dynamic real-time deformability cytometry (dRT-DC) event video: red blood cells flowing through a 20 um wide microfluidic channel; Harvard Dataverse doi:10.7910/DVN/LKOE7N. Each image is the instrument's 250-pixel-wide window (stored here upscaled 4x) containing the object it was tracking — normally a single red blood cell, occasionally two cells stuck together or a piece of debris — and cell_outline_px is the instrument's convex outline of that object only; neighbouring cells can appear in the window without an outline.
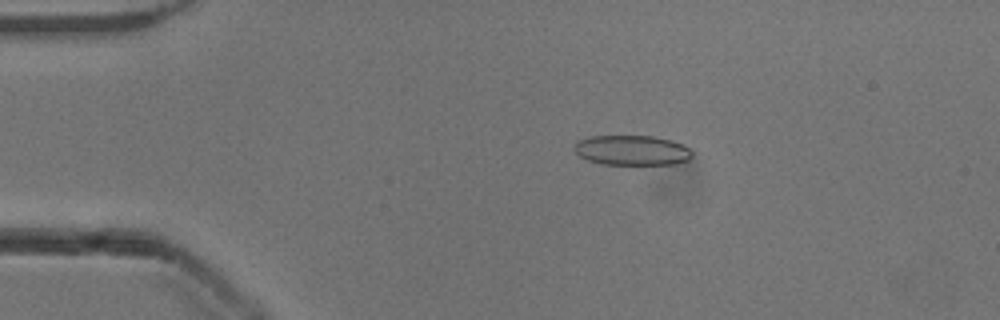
{"species": "common noctule bat (a hibernating species)", "species_latin": "Nyctalus noctula", "temperature_condition": "cold", "stored_images_in_passage": 52, "camera_frame_rate_fps": 3000, "um_per_image_px": 0.085, "animal": {"sex": "male", "body_mass_g": 13.3}, "frame": {"image": 1, "passage_image": 10, "time_ms": 3.0, "image_size_px": [1000, 320], "cell_outline_px": [[692, 156], [688, 160], [676, 164], [600, 164], [588, 160], [580, 156], [572, 148], [576, 140], [588, 136], [656, 136], [672, 140], [684, 144], [692, 152]], "centroid_in_image_um": [53.7, 12.76], "position_along_channel_um": 31.3, "area_um2": 20.87}}
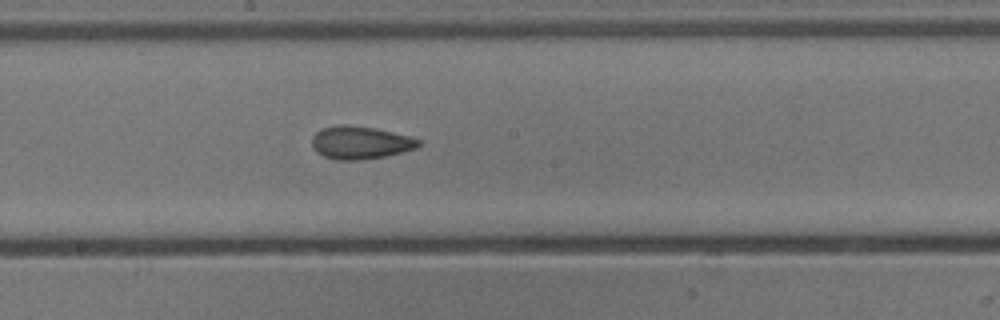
{"frame": {"image": 2, "passage_image": 28, "time_ms": 9.0, "image_size_px": [1000, 320], "cell_outline_px": [[420, 144], [416, 148], [384, 156], [360, 160], [336, 160], [324, 156], [316, 152], [312, 148], [312, 136], [320, 128], [336, 124], [348, 124], [376, 128], [408, 136], [420, 140]], "centroid_in_image_um": [30.56, 12.1], "position_along_channel_um": 217.6, "area_um2": 20.52}}
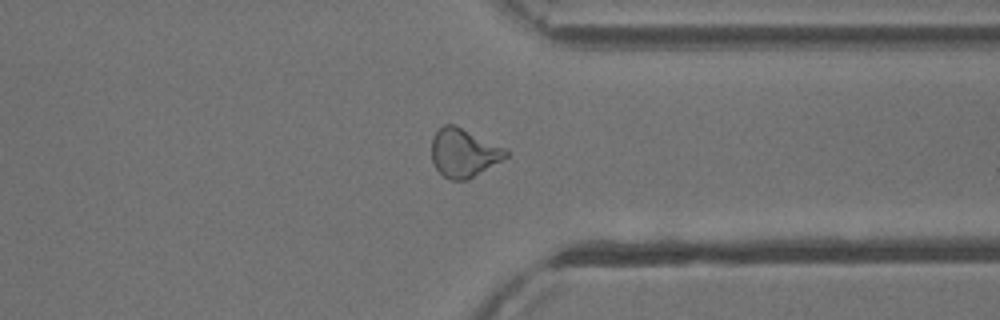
{"frame": {"image": 3, "passage_image": 40, "time_ms": 13.0, "image_size_px": [1000, 320], "cell_outline_px": [[508, 156], [468, 180], [448, 180], [432, 164], [432, 140], [436, 132], [444, 124], [452, 124], [508, 148]], "centroid_in_image_um": [39.42, 13.0], "position_along_channel_um": 372.0, "area_um2": 20.92}, "authors_computed_cell_mechanics": {"area_um2": 20.8369, "velocity_mm_per_s": 3.9285, "shape_relaxation_time_tau1_ms": 6.8178, "shape_relaxation_time_tau2_ms": 2.1297, "deformation_change_tau1": 0.148, "deformation_change_tau2": 0.0956}}